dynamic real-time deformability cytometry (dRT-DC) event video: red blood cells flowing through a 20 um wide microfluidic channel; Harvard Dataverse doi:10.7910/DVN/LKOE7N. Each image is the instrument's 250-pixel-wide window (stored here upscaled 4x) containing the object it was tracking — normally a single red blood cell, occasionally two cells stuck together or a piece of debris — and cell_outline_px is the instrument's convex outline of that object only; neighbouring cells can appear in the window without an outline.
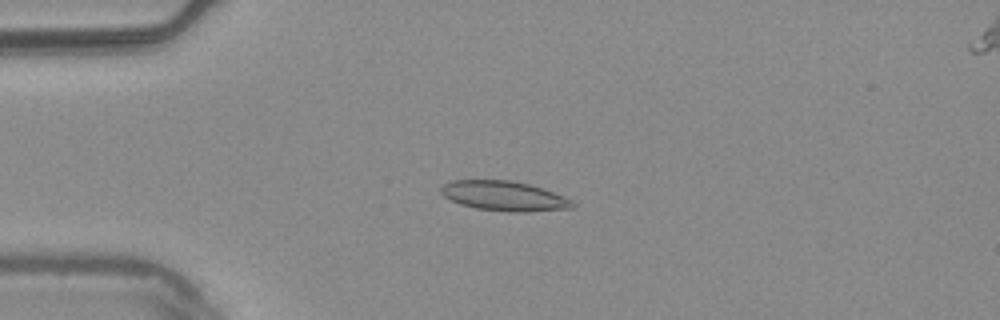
{"species": "common noctule bat (a hibernating species)", "species_latin": "Nyctalus noctula", "temperature_condition": "warm", "stored_images_in_passage": 54, "camera_frame_rate_fps": 3000, "um_per_image_px": 0.085, "animal": {"sex": "male", "body_mass_g": 20.4}, "frame": {"image": 1, "passage_image": 13, "time_ms": 4.0, "image_size_px": [1000, 320], "cell_outline_px": [[576, 204], [572, 208], [528, 212], [508, 212], [476, 208], [460, 204], [444, 196], [440, 192], [440, 188], [444, 184], [452, 180], [512, 180], [528, 184], [552, 192], [572, 200]], "centroid_in_image_um": [42.84, 16.66], "position_along_channel_um": 42.2, "area_um2": 22.72}}
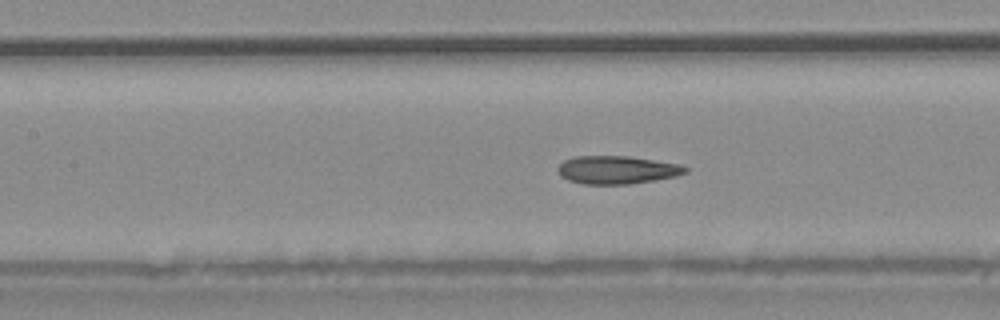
{"frame": {"image": 2, "passage_image": 24, "time_ms": 7.667, "image_size_px": [1000, 320], "cell_outline_px": [[688, 172], [676, 176], [628, 184], [584, 184], [568, 180], [560, 176], [556, 168], [564, 160], [576, 156], [628, 156], [680, 164], [688, 168]], "centroid_in_image_um": [52.42, 14.43], "position_along_channel_um": 155.0, "area_um2": 20.81}}
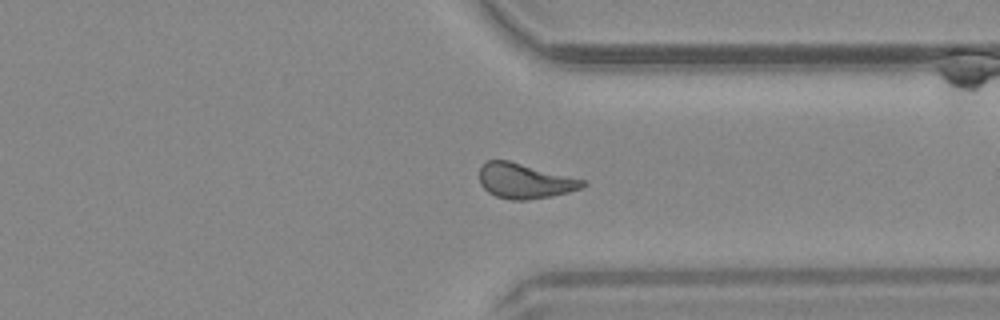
{"frame": {"image": 3, "passage_image": 41, "time_ms": 13.333, "image_size_px": [1000, 320], "cell_outline_px": [[588, 184], [580, 188], [568, 192], [552, 196], [528, 200], [512, 200], [496, 196], [488, 192], [480, 184], [480, 164], [488, 160], [508, 160], [584, 180]], "centroid_in_image_um": [44.57, 15.38], "position_along_channel_um": 366.8, "area_um2": 20.98}, "authors_computed_cell_mechanics": {"area_um2": 21.5883, "velocity_mm_per_s": 3.7451, "shape_relaxation_time_tau1_ms": null, "shape_relaxation_time_tau2_ms": 2.8331, "deformation_change_tau1": null, "deformation_change_tau2": 0.0933}}